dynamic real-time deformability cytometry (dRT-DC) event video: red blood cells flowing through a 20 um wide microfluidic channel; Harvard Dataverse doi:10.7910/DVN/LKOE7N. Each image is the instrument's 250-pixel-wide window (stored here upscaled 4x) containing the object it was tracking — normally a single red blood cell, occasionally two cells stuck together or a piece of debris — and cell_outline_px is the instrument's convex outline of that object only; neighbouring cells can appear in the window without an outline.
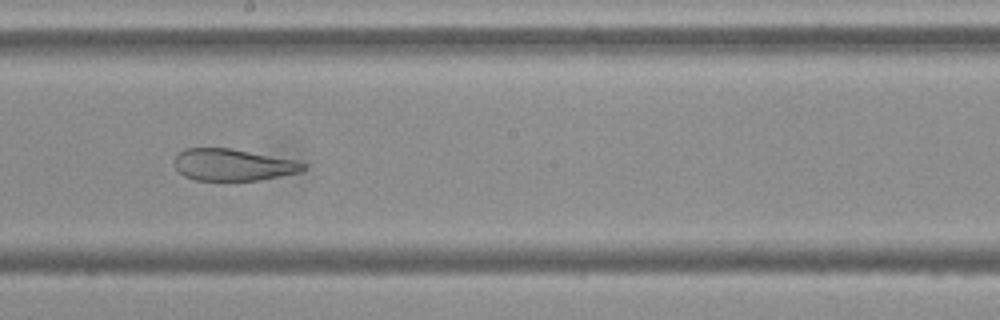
{"species": "Egyptian fruit bat (a non-hibernating species)", "species_latin": "Rousettus aegyptiacus", "temperature_condition": "cold", "stored_images_in_passage": 14, "camera_frame_rate_fps": 3000, "um_per_image_px": 0.085, "frame": {"image": 1, "passage_image": 8, "time_ms": 9.0, "image_size_px": [1000, 320], "cell_outline_px": [[308, 164], [300, 172], [280, 176], [256, 180], [196, 180], [184, 176], [176, 168], [176, 156], [184, 148], [232, 148], [296, 160]], "centroid_in_image_um": [19.83, 14.0], "position_along_channel_um": 228.4, "area_um2": 23.76}}
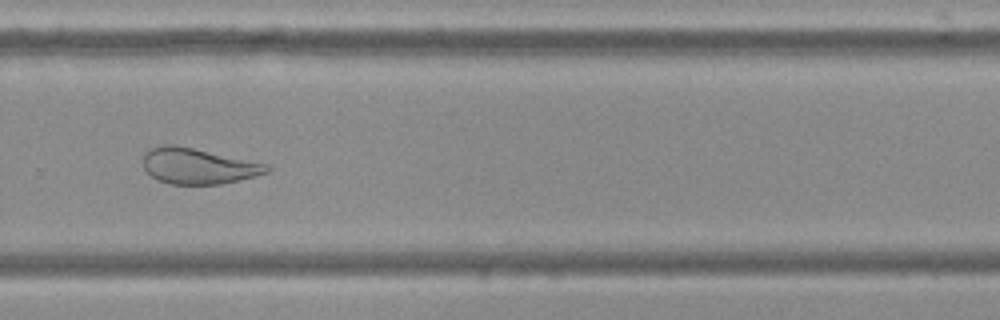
{"frame": {"image": 2, "passage_image": 10, "time_ms": 11.333, "image_size_px": [1000, 320], "cell_outline_px": [[272, 168], [268, 172], [256, 176], [240, 180], [220, 184], [172, 184], [160, 180], [152, 176], [144, 168], [144, 156], [152, 148], [164, 144], [168, 144], [192, 148], [268, 164]], "centroid_in_image_um": [16.89, 14.13], "position_along_channel_um": 312.9, "area_um2": 25.32}}
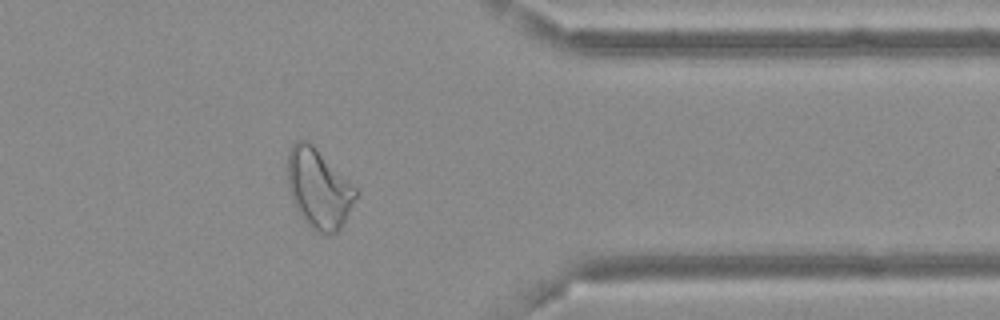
{"frame": {"image": 3, "passage_image": 12, "time_ms": 13.667, "image_size_px": [1000, 320], "cell_outline_px": [[356, 196], [344, 224], [336, 232], [320, 232], [312, 228], [304, 220], [296, 208], [292, 200], [288, 188], [288, 152], [292, 144], [296, 140], [308, 140], [356, 188]], "centroid_in_image_um": [27.06, 16.0], "position_along_channel_um": 384.3, "area_um2": 30.92}}